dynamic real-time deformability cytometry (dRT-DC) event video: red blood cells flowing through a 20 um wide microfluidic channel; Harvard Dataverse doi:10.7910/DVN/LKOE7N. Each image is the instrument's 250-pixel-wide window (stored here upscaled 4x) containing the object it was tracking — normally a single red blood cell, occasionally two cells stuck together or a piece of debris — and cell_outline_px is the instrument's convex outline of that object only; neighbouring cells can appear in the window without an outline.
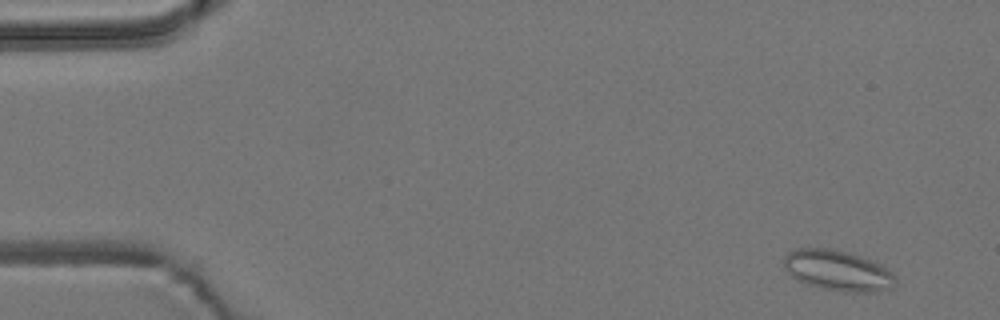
{"species": "common noctule bat (a hibernating species)", "species_latin": "Nyctalus noctula", "temperature_condition": "room temperature", "stored_images_in_passage": 5, "camera_frame_rate_fps": 3000, "um_per_image_px": 0.085, "animal": {"sex": "male", "body_mass_g": 19.2, "forearm_length_mm": 51.8}, "frame": {"image": 1, "passage_image": 1, "time_ms": 0.0, "image_size_px": [1000, 320], "cell_outline_px": [[896, 284], [892, 288], [876, 292], [844, 292], [820, 288], [808, 284], [792, 276], [784, 268], [784, 256], [788, 252], [796, 248], [828, 248], [860, 256], [872, 260], [880, 264], [892, 272], [896, 276]], "centroid_in_image_um": [71.23, 23.0], "position_along_channel_um": 13.8, "area_um2": 26.41}}
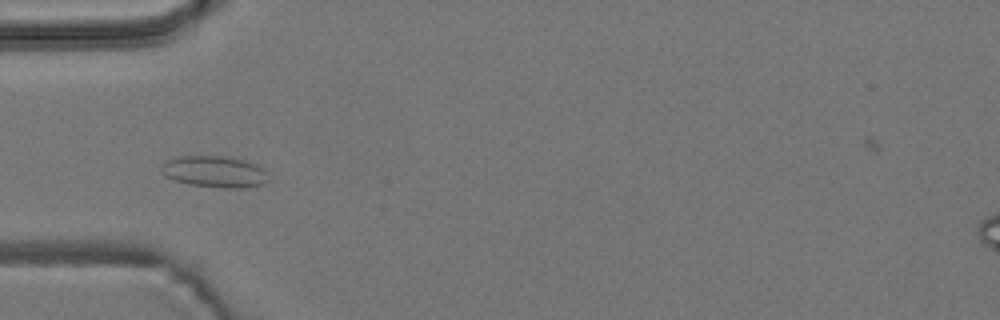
{"frame": {"image": 2, "passage_image": 5, "time_ms": 1.333, "image_size_px": [1000, 320], "cell_outline_px": [[268, 180], [264, 184], [244, 188], [224, 188], [188, 184], [164, 176], [160, 172], [160, 164], [164, 160], [176, 156], [224, 156], [248, 160], [264, 168]], "centroid_in_image_um": [18.2, 14.58], "position_along_channel_um": 66.8, "area_um2": 20.06}}